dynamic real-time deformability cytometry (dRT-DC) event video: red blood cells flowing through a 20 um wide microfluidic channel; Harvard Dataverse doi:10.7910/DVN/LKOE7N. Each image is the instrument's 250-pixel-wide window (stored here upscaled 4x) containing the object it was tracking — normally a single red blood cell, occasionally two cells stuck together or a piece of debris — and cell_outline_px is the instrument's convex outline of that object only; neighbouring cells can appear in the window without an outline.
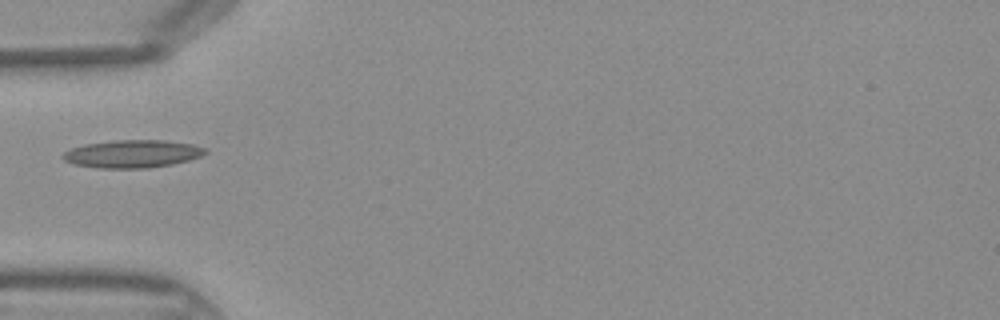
{"species": "Egyptian fruit bat (a non-hibernating species)", "species_latin": "Rousettus aegyptiacus", "temperature_condition": "warm", "stored_images_in_passage": 31, "camera_frame_rate_fps": 3000, "um_per_image_px": 0.085, "frame": {"image": 1, "passage_image": 1, "time_ms": 0.0, "image_size_px": [1000, 320], "cell_outline_px": [[208, 152], [200, 156], [188, 160], [172, 164], [148, 168], [96, 168], [76, 164], [64, 160], [60, 156], [64, 152], [72, 148], [84, 144], [116, 140], [164, 140], [192, 144], [208, 148]], "centroid_in_image_um": [11.27, 13.07], "position_along_channel_um": 73.7, "area_um2": 23.06}}
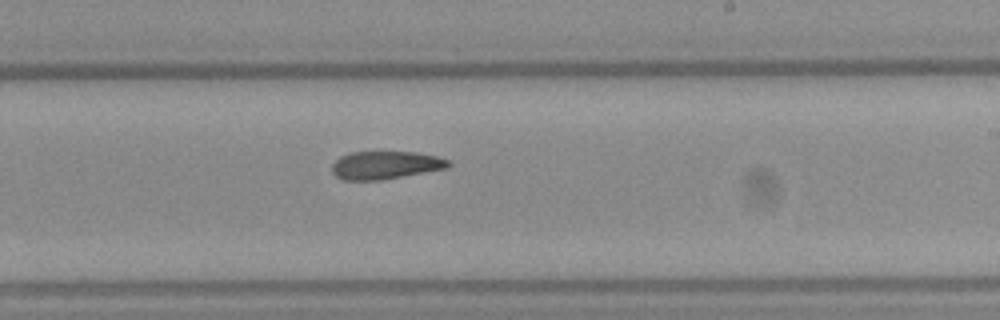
{"frame": {"image": 2, "passage_image": 13, "time_ms": 4.0, "image_size_px": [1000, 320], "cell_outline_px": [[452, 164], [448, 168], [380, 180], [344, 180], [336, 176], [332, 172], [332, 164], [340, 156], [352, 152], [416, 152], [436, 156], [448, 160]], "centroid_in_image_um": [32.76, 14.03], "position_along_channel_um": 256.2, "area_um2": 18.9}}
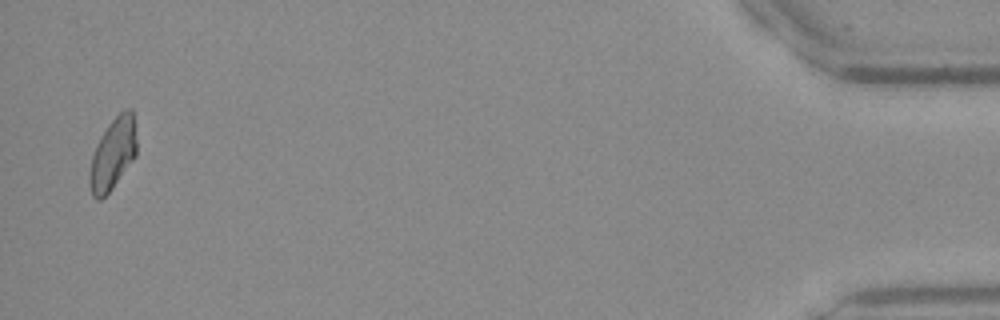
{"frame": {"image": 3, "passage_image": 30, "time_ms": 9.667, "image_size_px": [1000, 320], "cell_outline_px": [[136, 156], [112, 188], [100, 200], [96, 200], [92, 196], [88, 184], [88, 176], [92, 156], [96, 144], [108, 124], [124, 108], [132, 108], [136, 140]], "centroid_in_image_um": [9.57, 13.09], "position_along_channel_um": 425.6, "area_um2": 19.65}}